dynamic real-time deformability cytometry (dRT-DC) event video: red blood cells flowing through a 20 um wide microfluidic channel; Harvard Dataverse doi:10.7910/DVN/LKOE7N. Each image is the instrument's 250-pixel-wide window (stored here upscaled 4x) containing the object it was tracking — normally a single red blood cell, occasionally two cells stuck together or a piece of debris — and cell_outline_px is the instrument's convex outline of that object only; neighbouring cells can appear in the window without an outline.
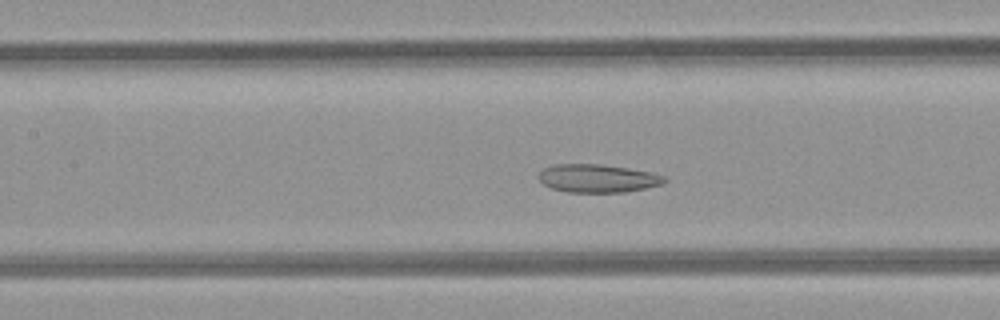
{"species": "common noctule bat (a hibernating species)", "species_latin": "Nyctalus noctula", "temperature_condition": "room temperature", "stored_images_in_passage": 35, "segment_of_instrument_passage": [1, 2], "camera_frame_rate_fps": 3000, "um_per_image_px": 0.085, "animal": {"sex": "female", "body_mass_g": 21.9}, "frame": {"image": 1, "passage_image": 7, "time_ms": 2.0, "image_size_px": [1000, 320], "cell_outline_px": [[668, 180], [660, 184], [644, 188], [624, 192], [568, 192], [552, 188], [544, 184], [536, 176], [544, 168], [556, 164], [600, 164], [628, 168], [652, 172], [668, 176]], "centroid_in_image_um": [50.82, 15.15], "position_along_channel_um": 156.6, "area_um2": 20.63}}
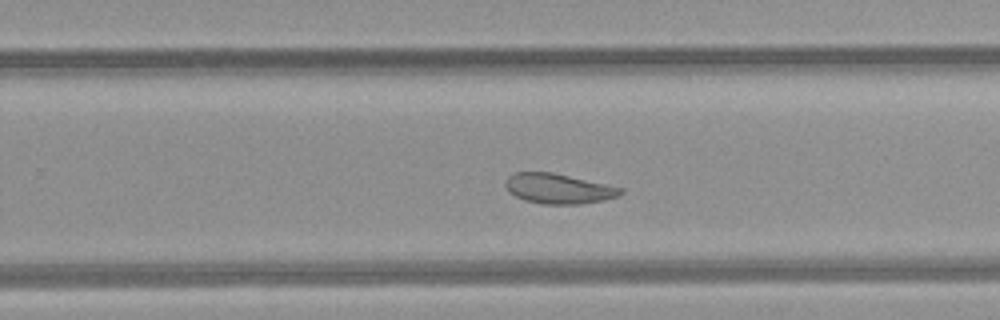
{"frame": {"image": 2, "passage_image": 16, "time_ms": 5.0, "image_size_px": [1000, 320], "cell_outline_px": [[624, 192], [616, 196], [604, 200], [580, 204], [544, 204], [524, 200], [508, 192], [504, 184], [504, 180], [512, 172], [552, 172], [624, 188]], "centroid_in_image_um": [47.43, 16.03], "position_along_channel_um": 282.4, "area_um2": 20.23}}
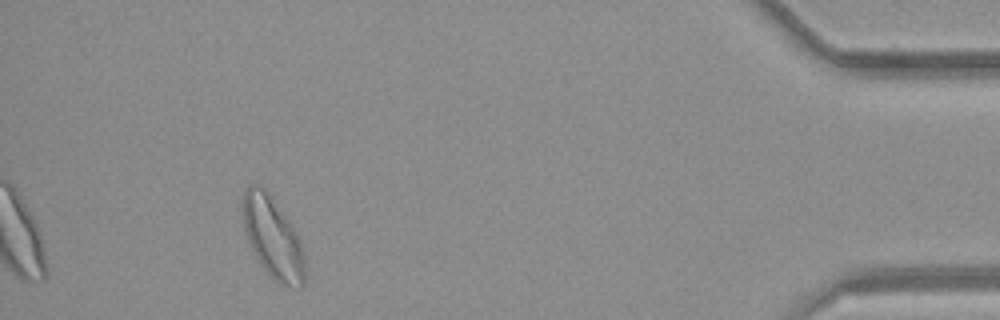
{"frame": {"image": 3, "passage_image": 30, "time_ms": 9.667, "image_size_px": [1000, 320], "cell_outline_px": [[304, 284], [300, 288], [280, 284], [260, 264], [248, 240], [244, 228], [240, 204], [244, 188], [248, 184], [260, 184], [264, 188], [292, 224], [296, 232], [304, 256]], "centroid_in_image_um": [23.14, 20.13], "position_along_channel_um": 412.1, "area_um2": 29.3}}